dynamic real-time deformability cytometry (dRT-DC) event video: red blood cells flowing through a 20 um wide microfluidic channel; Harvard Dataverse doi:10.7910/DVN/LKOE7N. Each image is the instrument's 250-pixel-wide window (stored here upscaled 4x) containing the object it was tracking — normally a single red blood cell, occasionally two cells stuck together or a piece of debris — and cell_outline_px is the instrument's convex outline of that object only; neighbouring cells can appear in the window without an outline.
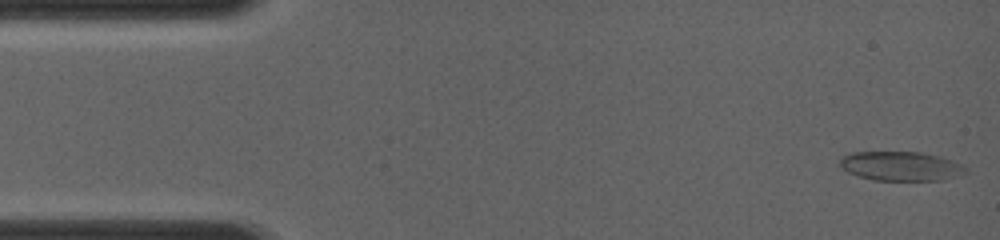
{"species": "common noctule bat (a hibernating species)", "species_latin": "Nyctalus noctula", "temperature_condition": "room temperature", "stored_images_in_passage": 10, "camera_frame_rate_fps": 4000, "um_per_image_px": 0.085, "animal": {"sex": "female", "body_mass_g": 19.0, "forearm_length_mm": 56.7}, "frame": {"image": 1, "passage_image": 1, "time_ms": 0.0, "image_size_px": [1000, 240], "cell_outline_px": [[968, 172], [964, 176], [944, 180], [876, 180], [860, 176], [848, 172], [840, 164], [840, 160], [844, 156], [852, 152], [920, 152], [940, 156], [952, 160], [968, 168]], "centroid_in_image_um": [76.68, 14.13], "position_along_channel_um": 8.3, "area_um2": 21.5}}
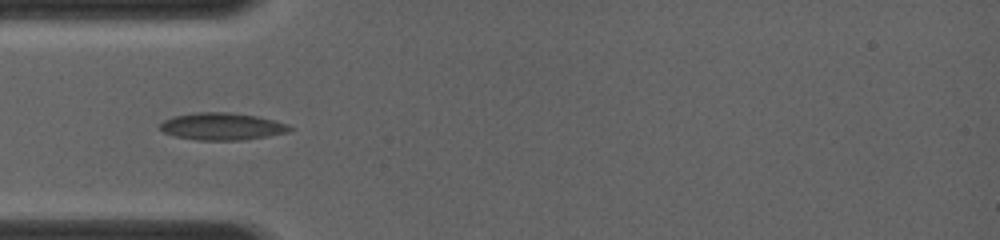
{"frame": {"image": 2, "passage_image": 7, "time_ms": 3.75, "image_size_px": [1000, 240], "cell_outline_px": [[292, 128], [288, 132], [268, 136], [244, 140], [196, 140], [176, 136], [164, 132], [160, 128], [160, 124], [164, 120], [172, 116], [192, 112], [228, 112], [256, 116], [288, 124]], "centroid_in_image_um": [18.85, 10.74], "position_along_channel_um": 66.2, "area_um2": 20.52}}
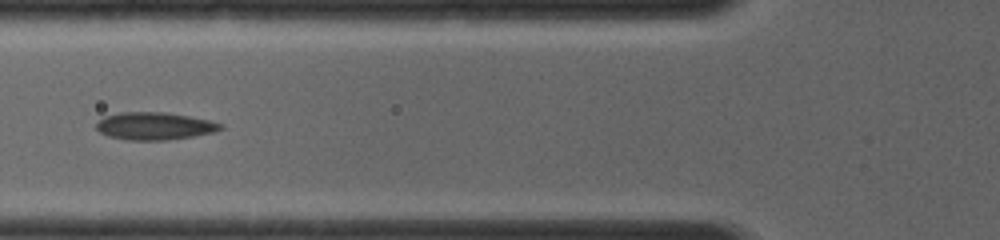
{"frame": {"image": 3, "passage_image": 9, "time_ms": 4.75, "image_size_px": [1000, 240], "cell_outline_px": [[224, 128], [212, 132], [192, 136], [164, 140], [124, 140], [108, 136], [100, 132], [96, 128], [96, 124], [104, 116], [120, 112], [168, 112], [208, 120], [224, 124]], "centroid_in_image_um": [13.11, 10.71], "position_along_channel_um": 112.7, "area_um2": 19.88}}